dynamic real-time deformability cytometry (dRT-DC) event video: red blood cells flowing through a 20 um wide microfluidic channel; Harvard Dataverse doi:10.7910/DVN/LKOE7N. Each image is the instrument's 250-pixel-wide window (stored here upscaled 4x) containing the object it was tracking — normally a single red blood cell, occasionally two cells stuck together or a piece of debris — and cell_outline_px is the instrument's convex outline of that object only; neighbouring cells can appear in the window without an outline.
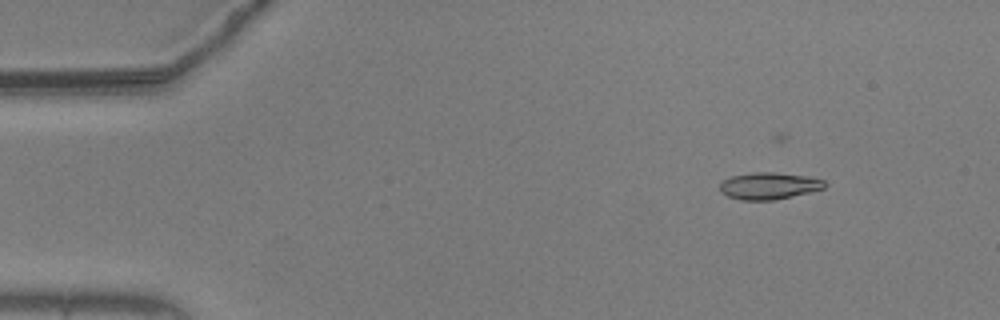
{"species": "common noctule bat (a hibernating species)", "species_latin": "Nyctalus noctula", "temperature_condition": "warm", "stored_images_in_passage": 52, "camera_frame_rate_fps": 3000, "um_per_image_px": 0.085, "animal": {"sex": "male", "body_mass_g": 20.5, "forearm_length_mm": 52.5}, "frame": {"image": 1, "passage_image": 6, "time_ms": 1.667, "image_size_px": [1000, 320], "cell_outline_px": [[828, 184], [824, 188], [792, 196], [772, 200], [740, 200], [728, 196], [720, 192], [720, 184], [724, 180], [732, 176], [752, 172], [776, 172], [804, 176], [824, 180]], "centroid_in_image_um": [65.35, 15.79], "position_along_channel_um": 19.7, "area_um2": 16.3}}
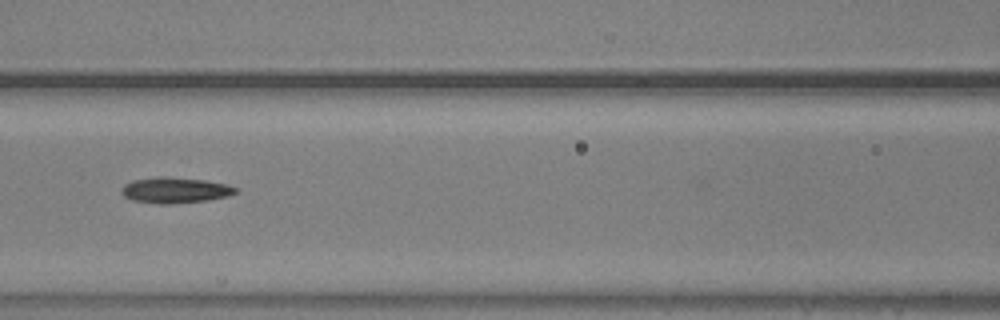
{"frame": {"image": 2, "passage_image": 24, "time_ms": 7.667, "image_size_px": [1000, 320], "cell_outline_px": [[240, 192], [228, 196], [208, 200], [172, 204], [160, 204], [132, 200], [124, 196], [120, 192], [124, 184], [132, 180], [160, 176], [168, 176], [204, 180], [228, 184], [240, 188]], "centroid_in_image_um": [14.93, 16.16], "position_along_channel_um": 151.7, "area_um2": 17.46}}
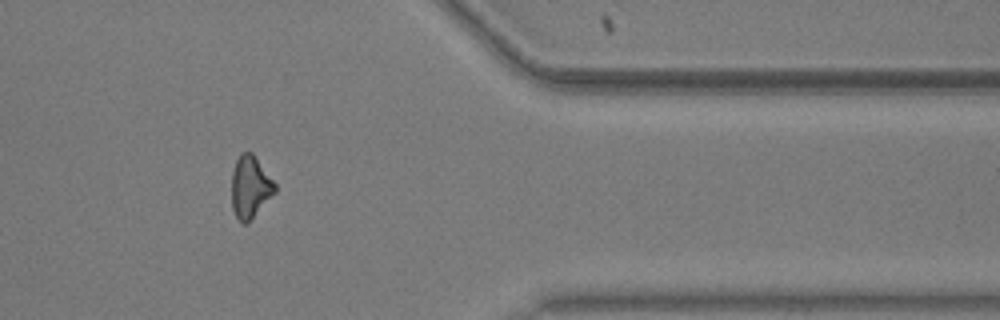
{"frame": {"image": 3, "passage_image": 45, "time_ms": 14.667, "image_size_px": [1000, 320], "cell_outline_px": [[276, 192], [248, 224], [244, 224], [236, 216], [232, 208], [232, 172], [236, 160], [240, 152], [252, 152], [256, 156], [276, 184]], "centroid_in_image_um": [21.28, 15.89], "position_along_channel_um": 390.1, "area_um2": 15.9}, "authors_computed_cell_mechanics": {"area_um2": 16.2418, "velocity_mm_per_s": 3.6863, "shape_relaxation_time_tau1_ms": 2.2818, "shape_relaxation_time_tau2_ms": 6.136, "deformation_change_tau1": 0.1452, "deformation_change_tau2": 0.1858}}